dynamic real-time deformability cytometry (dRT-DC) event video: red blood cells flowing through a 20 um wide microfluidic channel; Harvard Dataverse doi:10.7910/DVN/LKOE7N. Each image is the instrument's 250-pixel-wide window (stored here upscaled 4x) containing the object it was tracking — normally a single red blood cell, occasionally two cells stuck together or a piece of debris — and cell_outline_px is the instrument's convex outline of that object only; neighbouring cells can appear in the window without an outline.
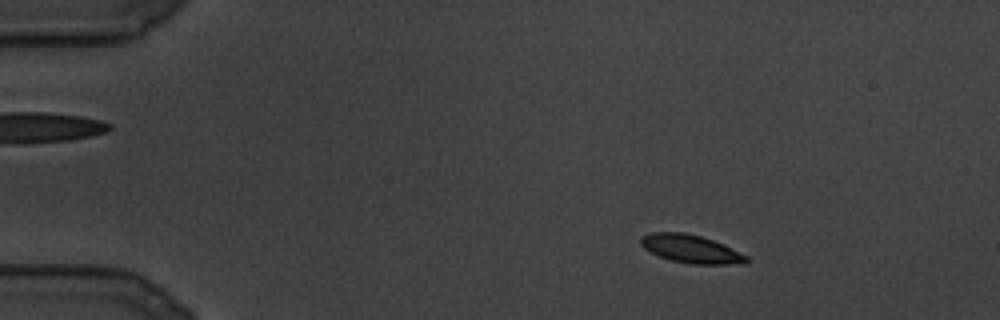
{"species": "common noctule bat (a hibernating species)", "species_latin": "Nyctalus noctula", "temperature_condition": "cold", "stored_images_in_passage": 112, "camera_frame_rate_fps": 3000, "um_per_image_px": 0.085, "animal": {"sex": "male", "body_mass_g": 19.5, "forearm_length_mm": 54.6}, "frame": {"image": 1, "passage_image": 18, "time_ms": 5.667, "image_size_px": [1000, 320], "cell_outline_px": [[748, 260], [744, 264], [692, 264], [672, 260], [660, 256], [644, 248], [640, 244], [640, 236], [648, 232], [684, 232], [700, 236], [724, 244], [748, 256]], "centroid_in_image_um": [58.72, 21.14], "position_along_channel_um": 26.3, "area_um2": 17.34}}
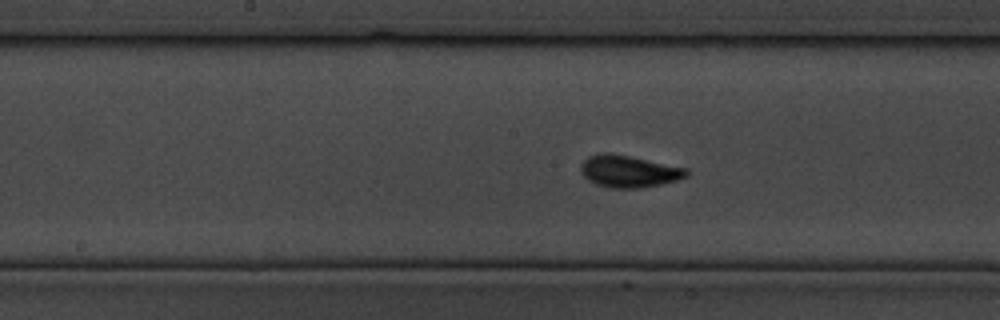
{"frame": {"image": 2, "passage_image": 58, "time_ms": 19.0, "image_size_px": [1000, 320], "cell_outline_px": [[688, 176], [676, 180], [660, 184], [636, 188], [608, 188], [596, 184], [588, 180], [584, 176], [580, 168], [580, 164], [588, 156], [604, 152], [608, 152], [688, 168]], "centroid_in_image_um": [53.42, 14.56], "position_along_channel_um": 194.8, "area_um2": 19.59}}
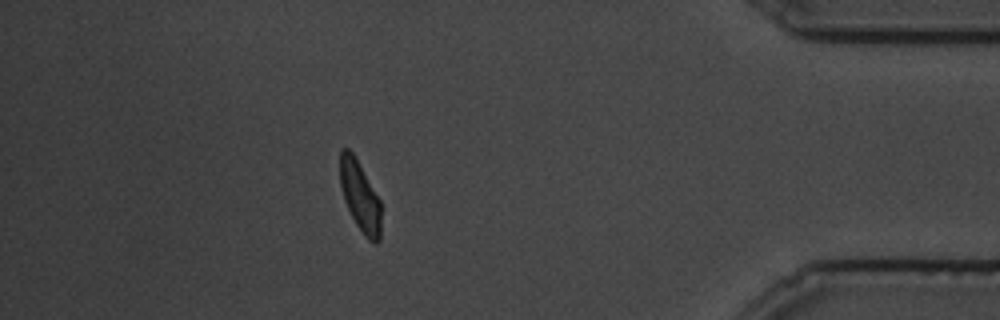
{"frame": {"image": 3, "passage_image": 99, "time_ms": 32.667, "image_size_px": [1000, 320], "cell_outline_px": [[380, 240], [376, 244], [368, 240], [364, 236], [356, 224], [344, 200], [340, 188], [340, 148], [348, 148], [352, 152], [380, 200]], "centroid_in_image_um": [30.58, 16.7], "position_along_channel_um": 404.6, "area_um2": 16.65}}